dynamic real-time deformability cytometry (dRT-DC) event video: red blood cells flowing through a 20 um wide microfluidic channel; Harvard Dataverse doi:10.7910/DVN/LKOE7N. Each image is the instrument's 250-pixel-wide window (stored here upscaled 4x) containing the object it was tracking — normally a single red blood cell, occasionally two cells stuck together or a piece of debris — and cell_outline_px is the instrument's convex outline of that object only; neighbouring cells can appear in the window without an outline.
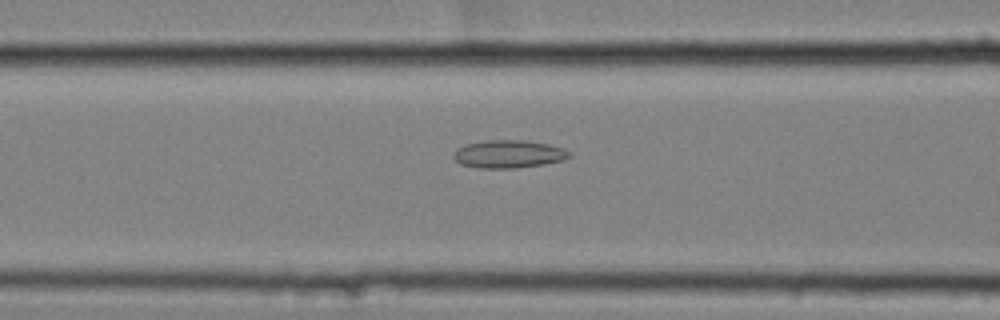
{"species": "common noctule bat (a hibernating species)", "species_latin": "Nyctalus noctula", "temperature_condition": "cold", "stored_images_in_passage": 51, "camera_frame_rate_fps": 3000, "um_per_image_px": 0.085, "animal": {"sex": "female", "body_mass_g": 25.1}, "frame": {"image": 1, "passage_image": 18, "time_ms": 5.667, "image_size_px": [1000, 320], "cell_outline_px": [[572, 156], [564, 160], [544, 164], [516, 168], [476, 168], [460, 164], [452, 156], [452, 152], [456, 148], [464, 144], [484, 140], [528, 140], [548, 144], [564, 148], [572, 152]], "centroid_in_image_um": [43.22, 13.09], "position_along_channel_um": 123.4, "area_um2": 19.25}}
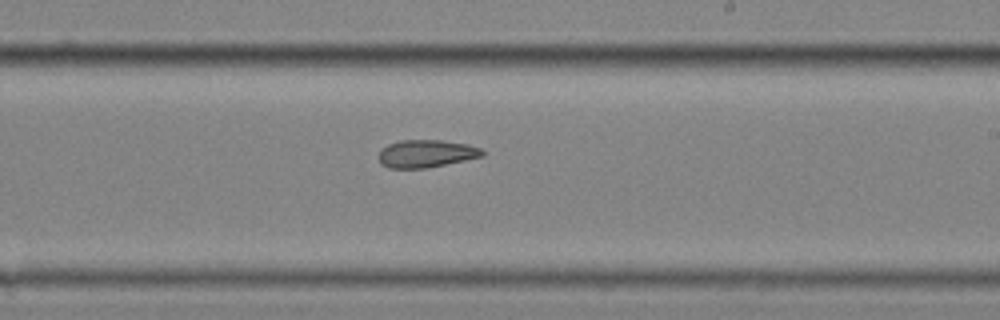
{"frame": {"image": 2, "passage_image": 29, "time_ms": 9.333, "image_size_px": [1000, 320], "cell_outline_px": [[484, 156], [424, 168], [388, 168], [380, 164], [376, 156], [380, 148], [388, 144], [400, 140], [440, 140], [468, 144], [480, 148], [484, 152]], "centroid_in_image_um": [36.15, 13.05], "position_along_channel_um": 252.9, "area_um2": 16.82}}
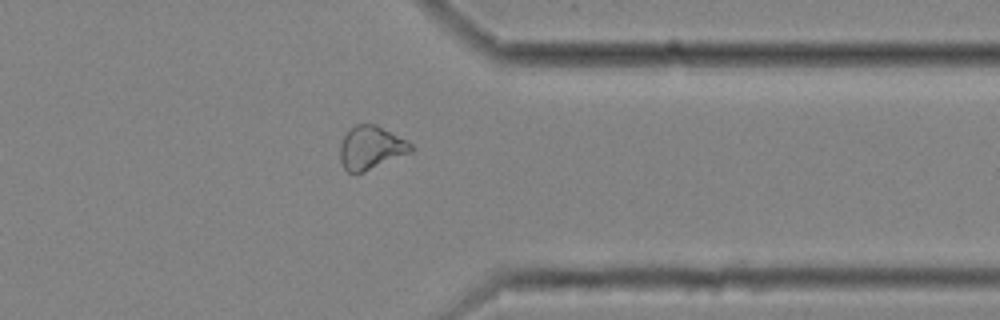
{"frame": {"image": 3, "passage_image": 40, "time_ms": 13.0, "image_size_px": [1000, 320], "cell_outline_px": [[416, 148], [412, 152], [364, 172], [348, 172], [344, 168], [340, 160], [340, 144], [344, 136], [356, 124], [376, 124], [412, 144]], "centroid_in_image_um": [31.54, 12.56], "position_along_channel_um": 379.9, "area_um2": 17.74}, "authors_computed_cell_mechanics": {"area_um2": 19.2474, "velocity_mm_per_s": 3.5387, "shape_relaxation_time_tau1_ms": null, "shape_relaxation_time_tau2_ms": 4.8283, "deformation_change_tau1": null, "deformation_change_tau2": 0.109}}